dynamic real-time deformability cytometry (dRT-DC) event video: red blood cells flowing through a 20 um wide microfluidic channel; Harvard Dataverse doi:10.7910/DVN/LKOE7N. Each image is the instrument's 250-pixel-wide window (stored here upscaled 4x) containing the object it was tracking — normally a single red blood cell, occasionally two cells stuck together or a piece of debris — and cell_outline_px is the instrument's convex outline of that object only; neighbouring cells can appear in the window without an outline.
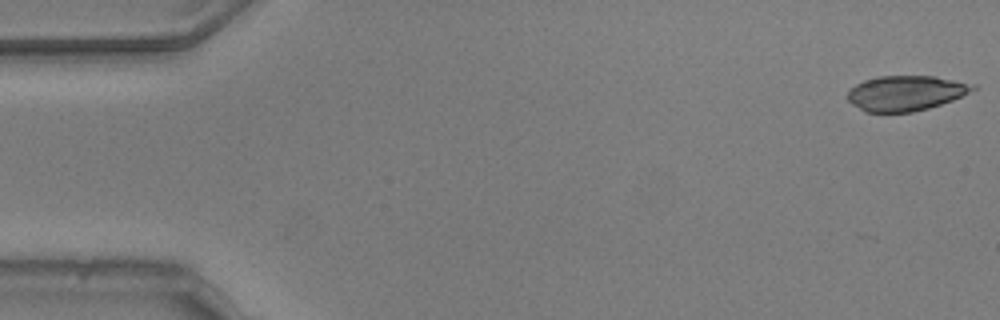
{"species": "common noctule bat (a hibernating species)", "species_latin": "Nyctalus noctula", "temperature_condition": "warm", "stored_images_in_passage": 9, "camera_frame_rate_fps": 3000, "um_per_image_px": 0.085, "animal": {"sex": "male", "body_mass_g": 20.5, "forearm_length_mm": 52.5}, "frame": {"image": 1, "passage_image": 1, "time_ms": 0.0, "image_size_px": [1000, 320], "cell_outline_px": [[976, 88], [952, 100], [928, 108], [912, 112], [864, 112], [852, 104], [848, 100], [848, 92], [856, 84], [864, 80], [876, 76], [936, 76], [976, 84]], "centroid_in_image_um": [76.97, 7.91], "position_along_channel_um": 8.0, "area_um2": 25.55}}